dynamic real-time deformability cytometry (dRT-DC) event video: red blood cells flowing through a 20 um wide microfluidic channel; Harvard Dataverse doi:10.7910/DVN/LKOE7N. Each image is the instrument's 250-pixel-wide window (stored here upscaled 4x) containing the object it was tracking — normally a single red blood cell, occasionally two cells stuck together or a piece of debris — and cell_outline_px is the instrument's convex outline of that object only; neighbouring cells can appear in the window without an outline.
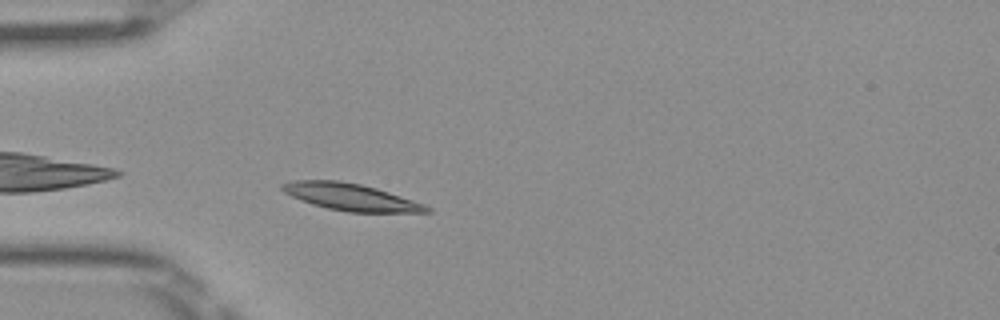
{"species": "Egyptian fruit bat (a non-hibernating species)", "species_latin": "Rousettus aegyptiacus", "temperature_condition": "room temperature", "stored_images_in_passage": 38, "camera_frame_rate_fps": 3000, "um_per_image_px": 0.085, "frame": {"image": 1, "passage_image": 2, "time_ms": 0.333, "image_size_px": [1000, 320], "cell_outline_px": [[432, 212], [348, 212], [328, 208], [312, 204], [300, 200], [284, 192], [280, 188], [280, 184], [292, 180], [340, 180], [360, 184], [376, 188], [424, 204], [432, 208]], "centroid_in_image_um": [29.78, 16.74], "position_along_channel_um": 55.2, "area_um2": 22.6}}
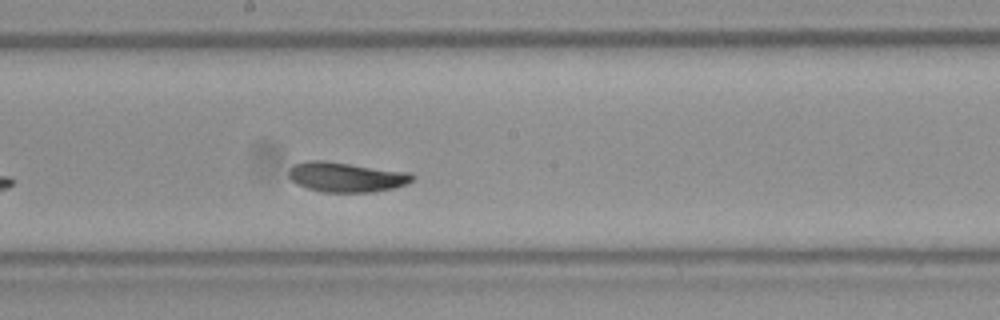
{"frame": {"image": 2, "passage_image": 15, "time_ms": 4.667, "image_size_px": [1000, 320], "cell_outline_px": [[416, 176], [412, 180], [396, 188], [372, 192], [320, 192], [296, 184], [288, 176], [288, 172], [296, 164], [304, 160], [324, 160], [408, 172]], "centroid_in_image_um": [29.41, 15.05], "position_along_channel_um": 218.8, "area_um2": 21.5}}
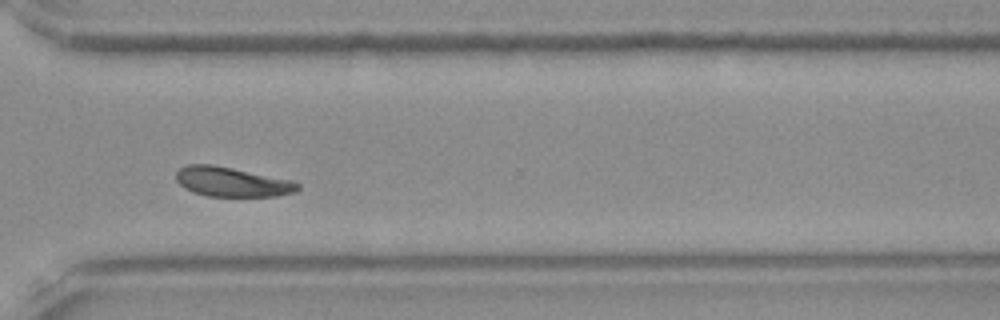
{"frame": {"image": 3, "passage_image": 25, "time_ms": 8.0, "image_size_px": [1000, 320], "cell_outline_px": [[300, 188], [296, 192], [276, 196], [208, 196], [192, 192], [184, 188], [176, 180], [176, 172], [180, 168], [188, 164], [212, 164], [292, 180], [300, 184]], "centroid_in_image_um": [19.71, 15.46], "position_along_channel_um": 350.9, "area_um2": 20.98}, "authors_computed_cell_mechanics": {"area_um2": 21.2126, "velocity_mm_per_s": 3.9605, "shape_relaxation_time_tau1_ms": 1.9998, "shape_relaxation_time_tau2_ms": 1.9234, "deformation_change_tau1": 0.0853, "deformation_change_tau2": 0.0519}}